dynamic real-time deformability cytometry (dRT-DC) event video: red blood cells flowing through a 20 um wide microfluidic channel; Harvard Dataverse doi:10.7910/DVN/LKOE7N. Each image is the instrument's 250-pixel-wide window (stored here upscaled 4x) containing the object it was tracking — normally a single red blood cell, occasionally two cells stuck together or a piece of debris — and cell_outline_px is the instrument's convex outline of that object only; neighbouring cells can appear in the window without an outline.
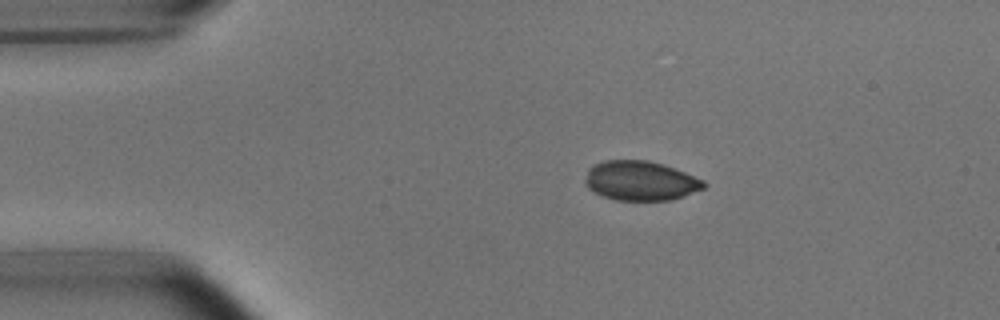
{"species": "common noctule bat (a hibernating species)", "species_latin": "Nyctalus noctula", "temperature_condition": "room temperature", "stored_images_in_passage": 5, "camera_frame_rate_fps": 3000, "um_per_image_px": 0.085, "animal": {"sex": "male", "body_mass_g": 15.6}, "frame": {"image": 1, "passage_image": 1, "time_ms": 0.0, "image_size_px": [1000, 320], "cell_outline_px": [[708, 184], [704, 188], [684, 196], [668, 200], [616, 200], [604, 196], [588, 188], [584, 180], [588, 168], [604, 160], [648, 160], [684, 172], [704, 180]], "centroid_in_image_um": [54.44, 15.36], "position_along_channel_um": 30.6, "area_um2": 27.11}}